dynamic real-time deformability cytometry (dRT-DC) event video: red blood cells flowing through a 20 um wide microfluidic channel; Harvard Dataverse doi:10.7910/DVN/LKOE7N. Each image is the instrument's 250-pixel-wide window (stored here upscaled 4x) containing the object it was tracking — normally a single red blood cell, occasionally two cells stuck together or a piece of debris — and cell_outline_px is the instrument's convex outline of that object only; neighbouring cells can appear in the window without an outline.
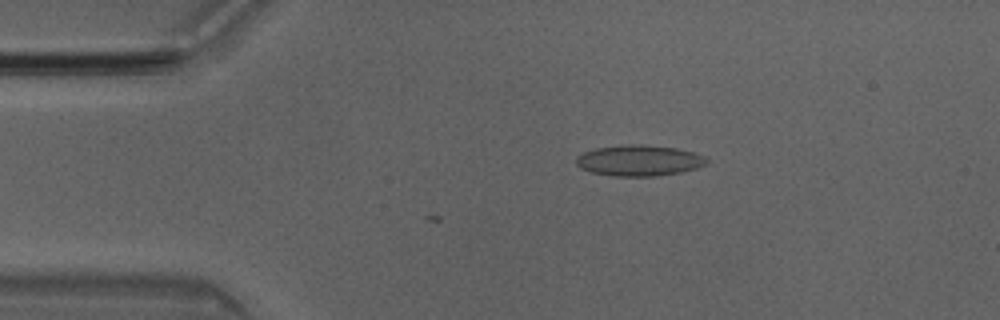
{"species": "Egyptian fruit bat (a non-hibernating species)", "species_latin": "Rousettus aegyptiacus", "temperature_condition": "room temperature", "stored_images_in_passage": 8, "camera_frame_rate_fps": 3000, "um_per_image_px": 0.085, "animal": {"sex": "male"}, "frame": {"image": 1, "passage_image": 8, "time_ms": 2.333, "image_size_px": [1000, 320], "cell_outline_px": [[708, 160], [704, 164], [696, 168], [680, 172], [652, 176], [616, 176], [592, 172], [580, 168], [576, 164], [576, 156], [584, 152], [596, 148], [620, 144], [644, 144], [676, 148], [692, 152], [704, 156]], "centroid_in_image_um": [54.28, 13.63], "position_along_channel_um": 30.7, "area_um2": 23.41}}